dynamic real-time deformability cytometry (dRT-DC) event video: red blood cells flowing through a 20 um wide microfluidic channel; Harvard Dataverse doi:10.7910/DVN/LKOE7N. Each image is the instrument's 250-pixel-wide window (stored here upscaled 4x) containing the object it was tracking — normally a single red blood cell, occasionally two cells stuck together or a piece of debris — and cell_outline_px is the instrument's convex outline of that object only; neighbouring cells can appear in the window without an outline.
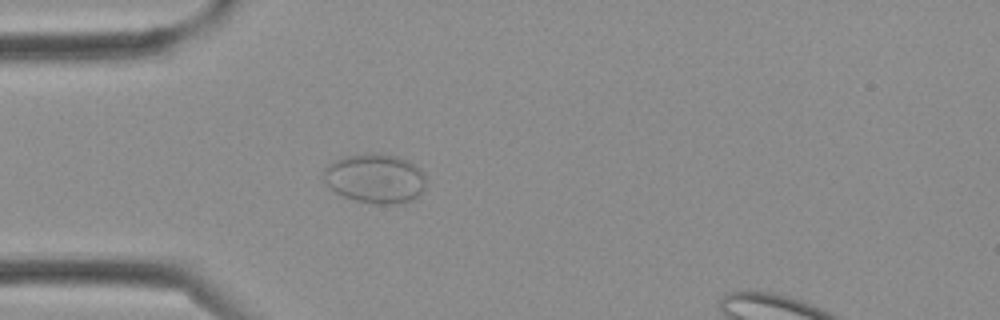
{"species": "Egyptian fruit bat (a non-hibernating species)", "species_latin": "Rousettus aegyptiacus", "temperature_condition": "cold", "stored_images_in_passage": 3, "camera_frame_rate_fps": 3000, "um_per_image_px": 0.085, "frame": {"image": 1, "passage_image": 2, "time_ms": 0.333, "image_size_px": [1000, 320], "cell_outline_px": [[424, 188], [412, 200], [388, 204], [376, 204], [356, 200], [344, 196], [336, 192], [324, 180], [324, 168], [328, 164], [344, 156], [372, 152], [376, 152], [396, 156], [408, 160], [416, 164], [424, 172]], "centroid_in_image_um": [31.89, 15.14], "position_along_channel_um": 53.1, "area_um2": 29.36}}